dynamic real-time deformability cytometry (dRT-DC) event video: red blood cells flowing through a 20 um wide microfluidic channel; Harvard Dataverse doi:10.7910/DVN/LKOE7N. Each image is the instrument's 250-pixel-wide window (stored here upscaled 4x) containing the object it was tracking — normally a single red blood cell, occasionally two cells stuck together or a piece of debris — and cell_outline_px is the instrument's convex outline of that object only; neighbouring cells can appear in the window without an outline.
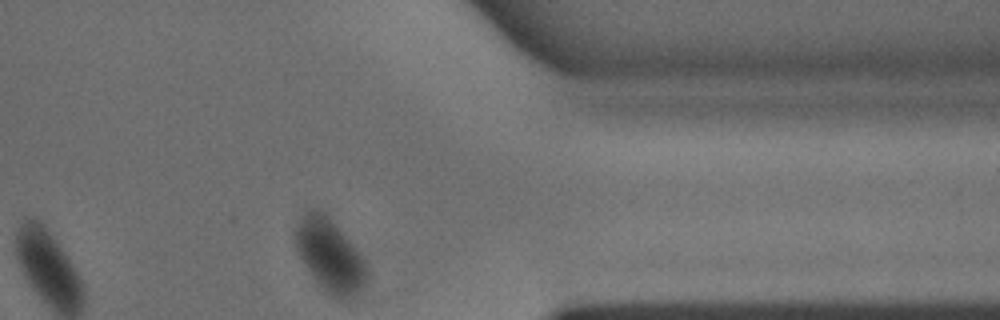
{"species": "common noctule bat (a hibernating species)", "species_latin": "Nyctalus noctula", "temperature_condition": "warm", "stored_images_in_passage": 19, "camera_frame_rate_fps": 3000, "um_per_image_px": 0.085, "animal": {"sex": "male", "body_mass_g": 15.6}, "frame": {"image": 1, "passage_image": 19, "time_ms": 6.0, "image_size_px": [1000, 320], "cell_outline_px": [[368, 276], [364, 284], [352, 296], [332, 296], [324, 292], [312, 276], [300, 256], [296, 248], [296, 224], [304, 208], [320, 208], [328, 216], [360, 252], [368, 268]], "centroid_in_image_um": [28.01, 21.62], "position_along_channel_um": 383.4, "area_um2": 30.06}}